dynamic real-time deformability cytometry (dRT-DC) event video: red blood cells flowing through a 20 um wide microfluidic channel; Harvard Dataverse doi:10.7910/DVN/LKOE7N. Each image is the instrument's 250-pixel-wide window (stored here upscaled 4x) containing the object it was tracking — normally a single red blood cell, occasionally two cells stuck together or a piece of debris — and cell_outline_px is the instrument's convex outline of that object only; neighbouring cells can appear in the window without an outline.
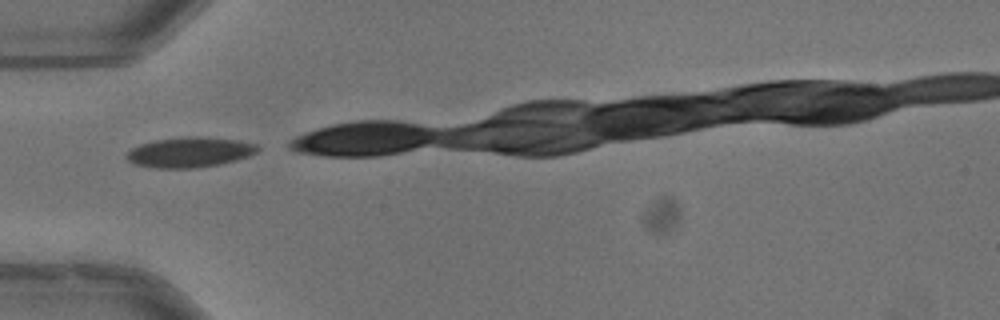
{"species": "common noctule bat (a hibernating species)", "species_latin": "Nyctalus noctula", "temperature_condition": "warm", "stored_images_in_passage": 4, "camera_frame_rate_fps": 3000, "um_per_image_px": 0.085, "animal": {"sex": "male", "body_mass_g": 13.3}, "frame": {"image": 1, "passage_image": 1, "time_ms": 0.0, "image_size_px": [1000, 320], "cell_outline_px": [[260, 148], [256, 152], [248, 156], [236, 160], [220, 164], [192, 168], [156, 168], [136, 164], [128, 160], [124, 156], [132, 148], [140, 144], [156, 140], [192, 136], [200, 136], [240, 140], [256, 144]], "centroid_in_image_um": [16.14, 12.93], "position_along_channel_um": 68.9, "area_um2": 22.95}}